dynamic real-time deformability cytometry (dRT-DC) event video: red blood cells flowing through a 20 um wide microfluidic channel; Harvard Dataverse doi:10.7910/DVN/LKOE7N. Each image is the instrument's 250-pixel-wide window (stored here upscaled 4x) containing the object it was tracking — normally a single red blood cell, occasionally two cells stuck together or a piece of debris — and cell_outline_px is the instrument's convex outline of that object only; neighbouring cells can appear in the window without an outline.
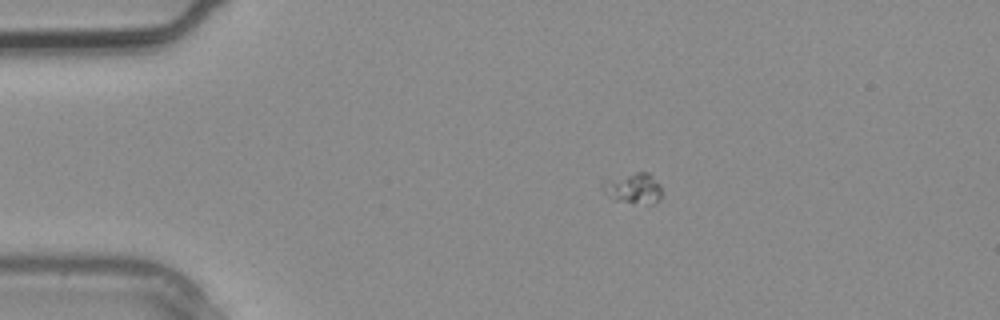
{"species": "common noctule bat (a hibernating species)", "species_latin": "Nyctalus noctula", "temperature_condition": "warm", "stored_images_in_passage": 2, "camera_frame_rate_fps": 3000, "um_per_image_px": 0.085, "animal": {"sex": "male", "body_mass_g": 20.4}, "frame": {"image": 1, "passage_image": 1, "time_ms": 0.0, "image_size_px": [1000, 320], "cell_outline_px": [[660, 200], [652, 204], [612, 200], [600, 188], [600, 180], [604, 176], [636, 172], [648, 172], [660, 184]], "centroid_in_image_um": [53.7, 15.95], "position_along_channel_um": 31.3, "area_um2": 11.16}}
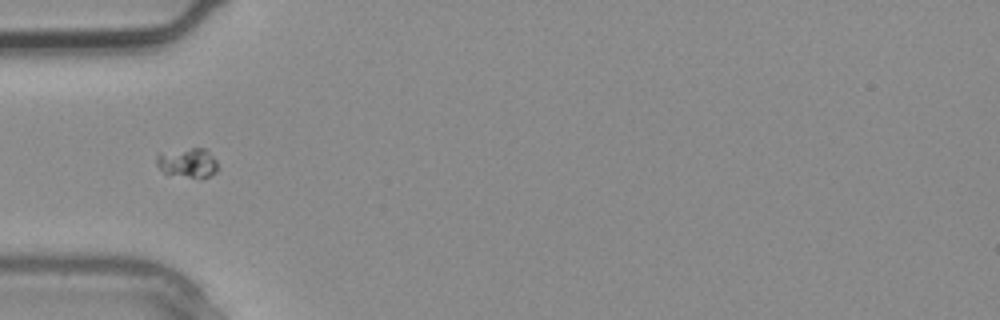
{"frame": {"image": 2, "passage_image": 2, "time_ms": 0.333, "image_size_px": [1000, 320], "cell_outline_px": [[216, 172], [208, 176], [188, 176], [164, 172], [156, 164], [156, 156], [160, 152], [192, 148], [208, 148], [216, 160]], "centroid_in_image_um": [15.95, 13.78], "position_along_channel_um": 69.1, "area_um2": 10.23}}